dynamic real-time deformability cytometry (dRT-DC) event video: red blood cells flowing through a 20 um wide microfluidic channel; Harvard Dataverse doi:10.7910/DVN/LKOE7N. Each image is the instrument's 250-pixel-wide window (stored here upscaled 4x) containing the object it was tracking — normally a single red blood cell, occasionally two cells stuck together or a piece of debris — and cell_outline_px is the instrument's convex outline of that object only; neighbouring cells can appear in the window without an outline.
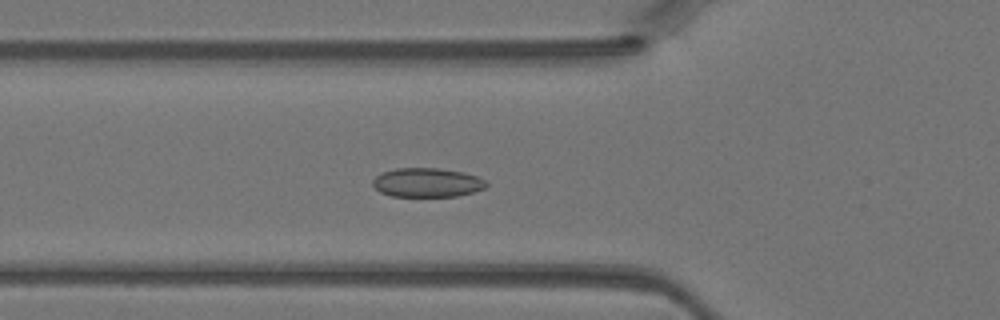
{"species": "Egyptian fruit bat (a non-hibernating species)", "species_latin": "Rousettus aegyptiacus", "temperature_condition": "warm", "stored_images_in_passage": 45, "camera_frame_rate_fps": 3000, "um_per_image_px": 0.085, "animal": {"sex": "female"}, "frame": {"image": 1, "passage_image": 16, "time_ms": 5.0, "image_size_px": [1000, 320], "cell_outline_px": [[488, 184], [484, 188], [472, 192], [456, 196], [392, 196], [380, 192], [372, 184], [372, 180], [376, 176], [384, 172], [396, 168], [440, 168], [464, 172], [476, 176], [484, 180]], "centroid_in_image_um": [36.29, 15.51], "position_along_channel_um": 89.5, "area_um2": 19.13}}
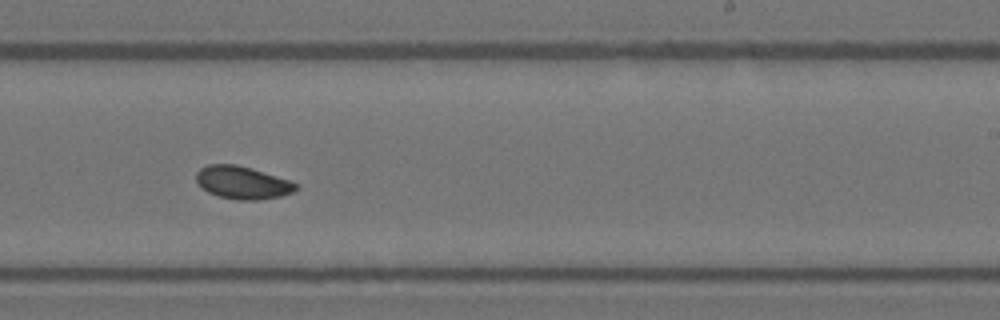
{"frame": {"image": 2, "passage_image": 28, "time_ms": 9.0, "image_size_px": [1000, 320], "cell_outline_px": [[296, 188], [292, 192], [280, 196], [256, 200], [236, 200], [220, 196], [208, 192], [196, 180], [196, 172], [200, 168], [208, 164], [236, 164], [292, 180], [296, 184]], "centroid_in_image_um": [20.6, 15.51], "position_along_channel_um": 268.4, "area_um2": 18.84}}
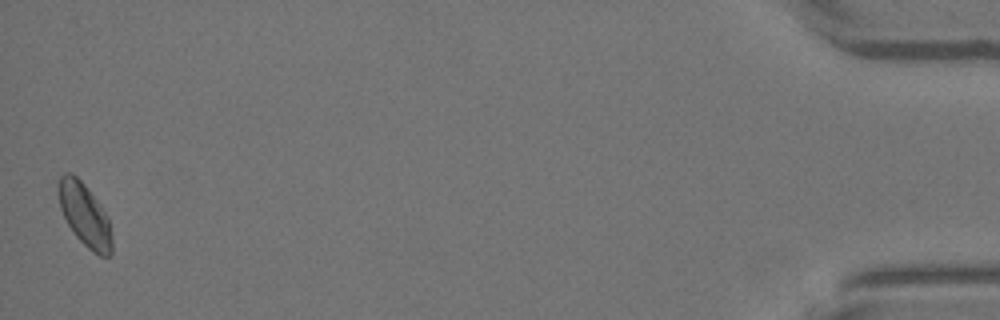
{"frame": {"image": 3, "passage_image": 45, "time_ms": 14.667, "image_size_px": [1000, 320], "cell_outline_px": [[112, 256], [100, 256], [92, 252], [76, 236], [68, 224], [60, 208], [56, 184], [60, 176], [64, 172], [72, 172], [84, 184], [100, 204], [108, 220], [112, 236]], "centroid_in_image_um": [7.18, 18.25], "position_along_channel_um": 428.0, "area_um2": 19.65}}